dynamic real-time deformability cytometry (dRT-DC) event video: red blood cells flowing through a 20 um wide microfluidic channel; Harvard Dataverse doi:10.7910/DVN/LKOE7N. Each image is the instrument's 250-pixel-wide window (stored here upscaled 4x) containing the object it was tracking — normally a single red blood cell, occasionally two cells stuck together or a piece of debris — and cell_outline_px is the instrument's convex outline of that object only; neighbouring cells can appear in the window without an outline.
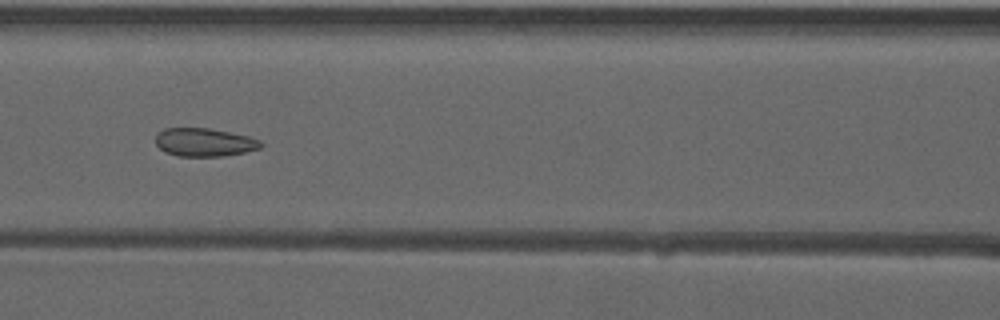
{"species": "common noctule bat (a hibernating species)", "species_latin": "Nyctalus noctula", "temperature_condition": "warm", "stored_images_in_passage": 50, "camera_frame_rate_fps": 3000, "um_per_image_px": 0.085, "animal": {"sex": "male", "forearm_length_mm": 52.5}, "frame": {"image": 1, "passage_image": 23, "time_ms": 7.333, "image_size_px": [1000, 320], "cell_outline_px": [[264, 144], [260, 148], [244, 152], [224, 156], [176, 156], [164, 152], [156, 144], [156, 132], [164, 128], [208, 128], [248, 136], [260, 140]], "centroid_in_image_um": [17.34, 12.09], "position_along_channel_um": 149.3, "area_um2": 17.4}}
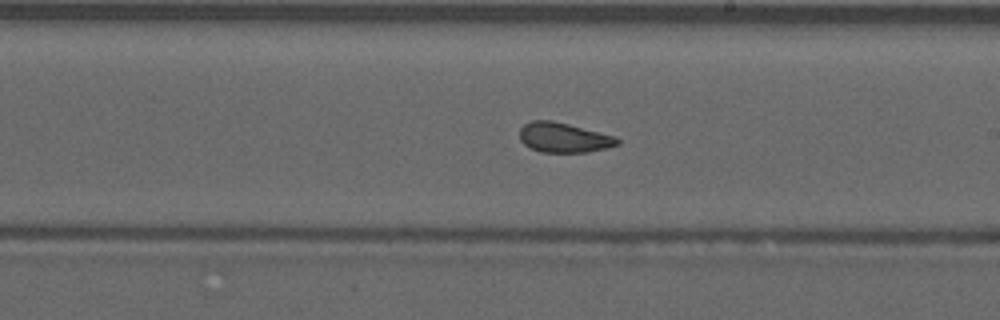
{"frame": {"image": 2, "passage_image": 30, "time_ms": 9.667, "image_size_px": [1000, 320], "cell_outline_px": [[620, 144], [608, 148], [588, 152], [540, 152], [524, 144], [520, 140], [520, 128], [524, 124], [532, 120], [552, 120], [616, 136], [620, 140]], "centroid_in_image_um": [47.94, 11.69], "position_along_channel_um": 241.1, "area_um2": 17.05}}
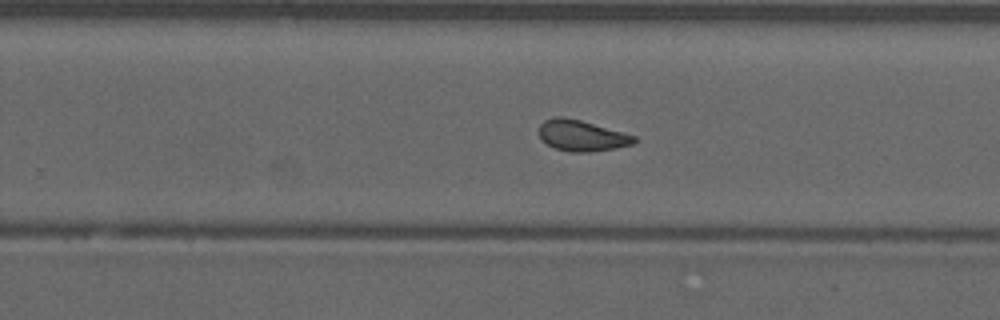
{"frame": {"image": 3, "passage_image": 33, "time_ms": 10.667, "image_size_px": [1000, 320], "cell_outline_px": [[636, 140], [632, 144], [616, 148], [592, 152], [568, 152], [556, 148], [540, 140], [540, 124], [544, 120], [556, 116], [564, 116], [580, 120], [636, 136]], "centroid_in_image_um": [49.42, 11.53], "position_along_channel_um": 280.4, "area_um2": 17.11}, "authors_computed_cell_mechanics": {"area_um2": 17.8024, "velocity_mm_per_s": 3.9482, "shape_relaxation_time_tau1_ms": null, "shape_relaxation_time_tau2_ms": 0.9213, "deformation_change_tau1": null, "deformation_change_tau2": 0.0616}}